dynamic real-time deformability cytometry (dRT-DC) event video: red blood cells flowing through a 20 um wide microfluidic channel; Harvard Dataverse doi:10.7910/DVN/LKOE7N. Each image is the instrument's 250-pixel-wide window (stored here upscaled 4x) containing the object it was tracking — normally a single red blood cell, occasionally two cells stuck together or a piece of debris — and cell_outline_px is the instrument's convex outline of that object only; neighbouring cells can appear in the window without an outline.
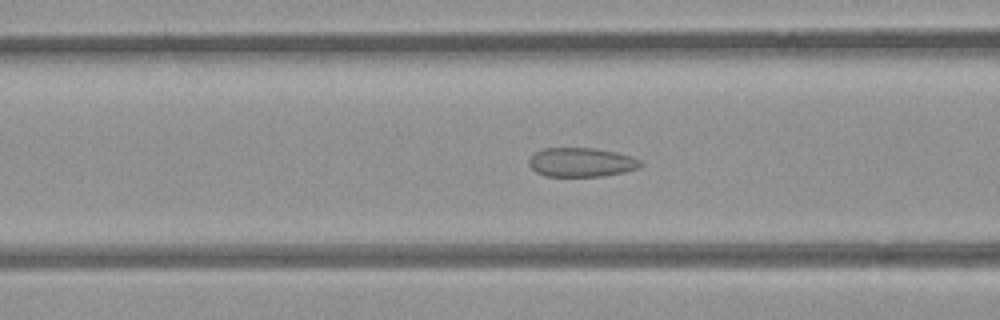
{"species": "common noctule bat (a hibernating species)", "species_latin": "Nyctalus noctula", "temperature_condition": "room temperature", "stored_images_in_passage": 49, "camera_frame_rate_fps": 3000, "um_per_image_px": 0.085, "animal": {"sex": "female", "body_mass_g": 21.9}, "frame": {"image": 1, "passage_image": 17, "time_ms": 5.333, "image_size_px": [1000, 320], "cell_outline_px": [[644, 164], [636, 168], [624, 172], [604, 176], [544, 176], [536, 172], [528, 164], [528, 160], [536, 152], [544, 148], [592, 148], [616, 152], [632, 156], [640, 160]], "centroid_in_image_um": [49.41, 13.79], "position_along_channel_um": 117.2, "area_um2": 18.9}}
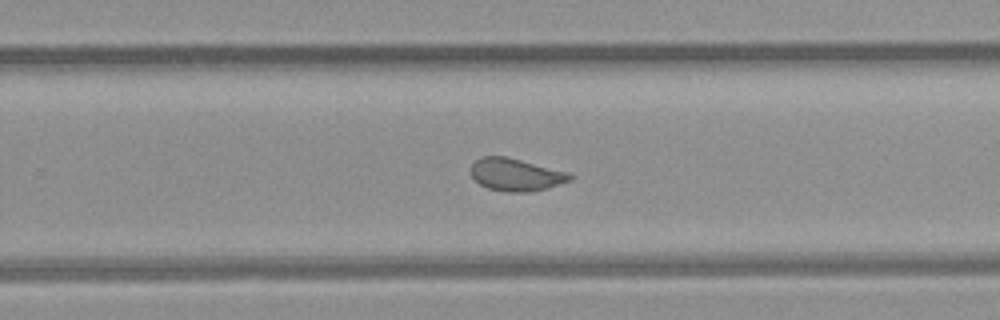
{"frame": {"image": 2, "passage_image": 30, "time_ms": 9.667, "image_size_px": [1000, 320], "cell_outline_px": [[572, 180], [548, 188], [528, 192], [508, 192], [488, 188], [480, 184], [472, 176], [472, 164], [480, 156], [504, 156], [568, 172], [572, 176]], "centroid_in_image_um": [43.85, 14.85], "position_along_channel_um": 285.9, "area_um2": 18.55}}
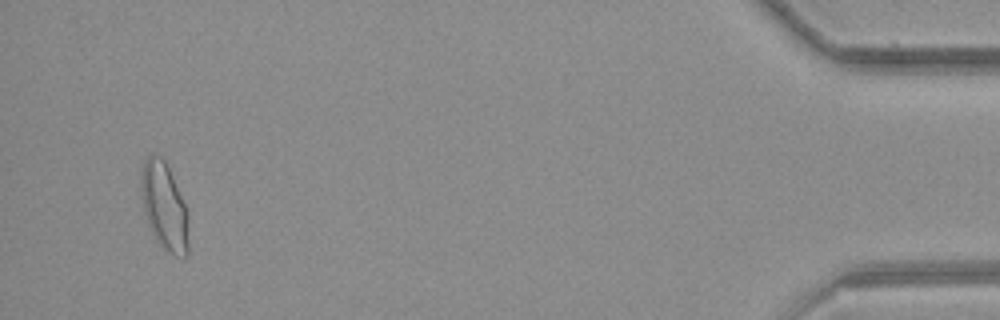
{"frame": {"image": 3, "passage_image": 47, "time_ms": 15.333, "image_size_px": [1000, 320], "cell_outline_px": [[188, 256], [176, 256], [160, 248], [148, 224], [144, 212], [140, 188], [140, 172], [144, 160], [148, 156], [160, 156], [164, 160], [172, 176], [184, 204], [188, 216]], "centroid_in_image_um": [13.94, 17.58], "position_along_channel_um": 421.3, "area_um2": 24.16}, "authors_computed_cell_mechanics": {"area_um2": 20.1144, "velocity_mm_per_s": 3.8974, "shape_relaxation_time_tau1_ms": null, "shape_relaxation_time_tau2_ms": 1.0541, "deformation_change_tau1": null, "deformation_change_tau2": 0.0599}}